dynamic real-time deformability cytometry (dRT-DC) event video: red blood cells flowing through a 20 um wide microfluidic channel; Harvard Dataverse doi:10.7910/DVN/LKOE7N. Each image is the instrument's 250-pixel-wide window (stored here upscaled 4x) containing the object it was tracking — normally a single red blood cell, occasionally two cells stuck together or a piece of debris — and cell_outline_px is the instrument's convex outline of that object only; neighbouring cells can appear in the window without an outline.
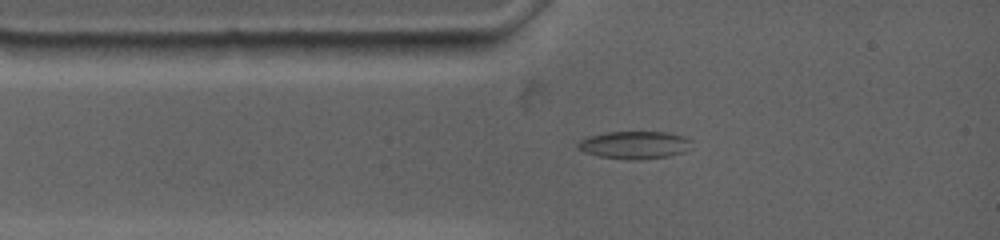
{"species": "common noctule bat (a hibernating species)", "species_latin": "Nyctalus noctula", "temperature_condition": "warm", "stored_images_in_passage": 56, "camera_frame_rate_fps": 4500, "um_per_image_px": 0.085, "animal": {"sex": "female", "body_mass_g": 19.0, "forearm_length_mm": 53.3}, "frame": {"image": 1, "passage_image": 4, "time_ms": 1.333, "image_size_px": [1000, 240], "cell_outline_px": [[692, 140], [684, 152], [668, 156], [640, 160], [628, 160], [600, 156], [584, 152], [576, 148], [576, 144], [580, 140], [588, 136], [608, 132], [668, 132], [684, 136]], "centroid_in_image_um": [53.9, 12.32], "position_along_channel_um": 31.1, "area_um2": 18.38}}
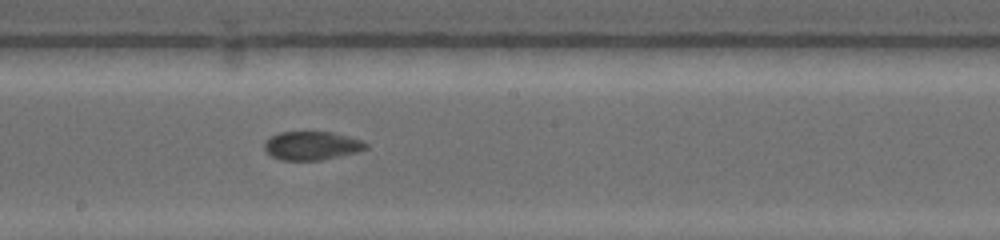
{"frame": {"image": 2, "passage_image": 19, "time_ms": 6.667, "image_size_px": [1000, 240], "cell_outline_px": [[368, 148], [360, 152], [320, 160], [280, 160], [264, 152], [264, 144], [272, 136], [280, 132], [332, 132], [348, 136], [360, 140], [368, 144]], "centroid_in_image_um": [26.52, 12.39], "position_along_channel_um": 221.7, "area_um2": 16.94}}
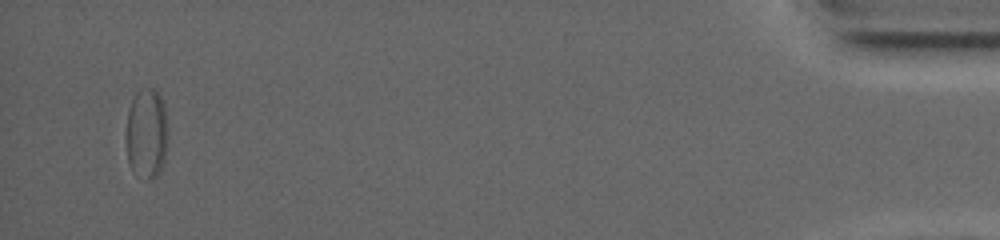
{"frame": {"image": 3, "passage_image": 49, "time_ms": 15.778, "image_size_px": [1000, 240], "cell_outline_px": [[164, 156], [156, 172], [148, 180], [132, 168], [128, 160], [128, 108], [136, 92], [140, 88], [152, 88], [164, 100]], "centroid_in_image_um": [12.42, 11.22], "position_along_channel_um": 422.8, "area_um2": 20.35}}